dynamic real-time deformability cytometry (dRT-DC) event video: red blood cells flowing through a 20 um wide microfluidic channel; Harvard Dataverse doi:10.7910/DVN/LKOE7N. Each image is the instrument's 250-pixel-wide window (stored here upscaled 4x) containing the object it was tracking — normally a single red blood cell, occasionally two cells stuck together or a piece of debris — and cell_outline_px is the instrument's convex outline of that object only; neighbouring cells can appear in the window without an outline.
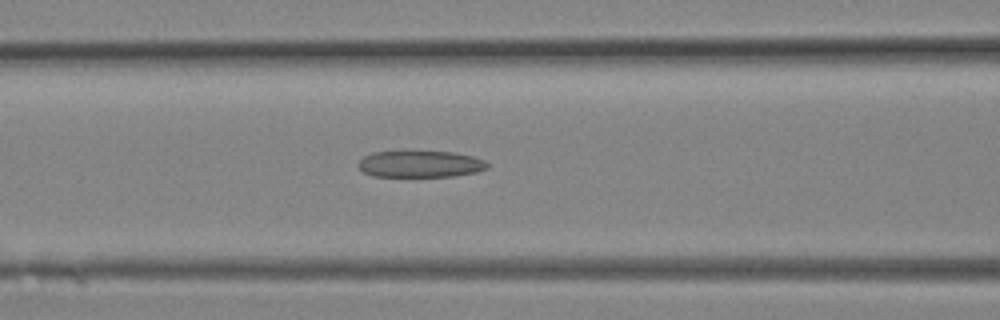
{"species": "Egyptian fruit bat (a non-hibernating species)", "species_latin": "Rousettus aegyptiacus", "temperature_condition": "room temperature", "stored_images_in_passage": 21, "camera_frame_rate_fps": 3000, "um_per_image_px": 0.085, "animal": {"sex": "female"}, "frame": {"image": 1, "passage_image": 7, "time_ms": 2.0, "image_size_px": [1000, 320], "cell_outline_px": [[488, 168], [476, 172], [452, 176], [372, 176], [364, 172], [356, 164], [364, 156], [372, 152], [404, 148], [412, 148], [456, 152], [472, 156], [484, 160], [488, 164]], "centroid_in_image_um": [35.67, 13.87], "position_along_channel_um": 130.9, "area_um2": 21.15}}
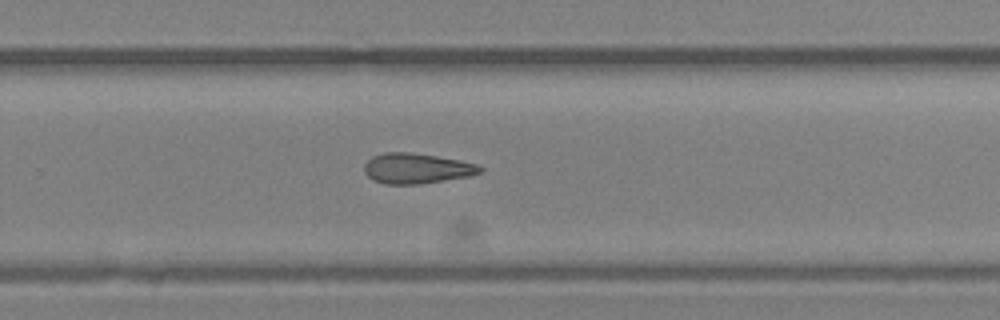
{"frame": {"image": 2, "passage_image": 13, "time_ms": 4.0, "image_size_px": [1000, 320], "cell_outline_px": [[484, 168], [480, 172], [468, 176], [420, 184], [384, 184], [372, 180], [364, 172], [364, 164], [372, 156], [384, 152], [408, 152], [436, 156], [460, 160], [480, 164]], "centroid_in_image_um": [35.4, 14.31], "position_along_channel_um": 294.4, "area_um2": 20.52}}
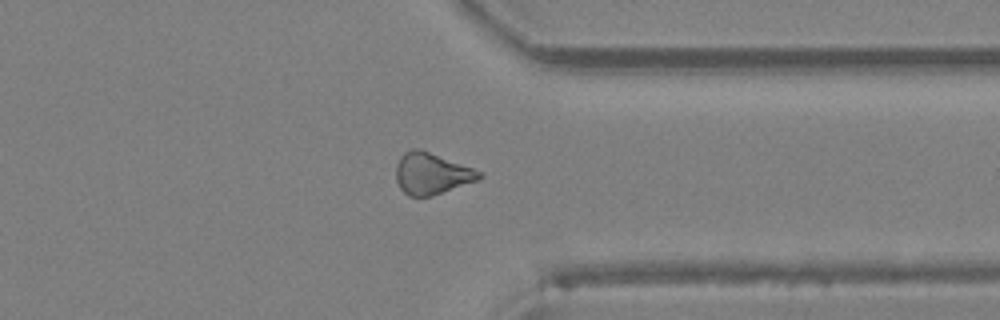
{"frame": {"image": 3, "passage_image": 16, "time_ms": 5.0, "image_size_px": [1000, 320], "cell_outline_px": [[484, 176], [480, 180], [432, 196], [408, 196], [400, 188], [396, 180], [396, 164], [400, 156], [404, 152], [412, 148], [416, 148], [428, 152], [484, 172]], "centroid_in_image_um": [36.7, 14.77], "position_along_channel_um": 374.7, "area_um2": 20.17}}